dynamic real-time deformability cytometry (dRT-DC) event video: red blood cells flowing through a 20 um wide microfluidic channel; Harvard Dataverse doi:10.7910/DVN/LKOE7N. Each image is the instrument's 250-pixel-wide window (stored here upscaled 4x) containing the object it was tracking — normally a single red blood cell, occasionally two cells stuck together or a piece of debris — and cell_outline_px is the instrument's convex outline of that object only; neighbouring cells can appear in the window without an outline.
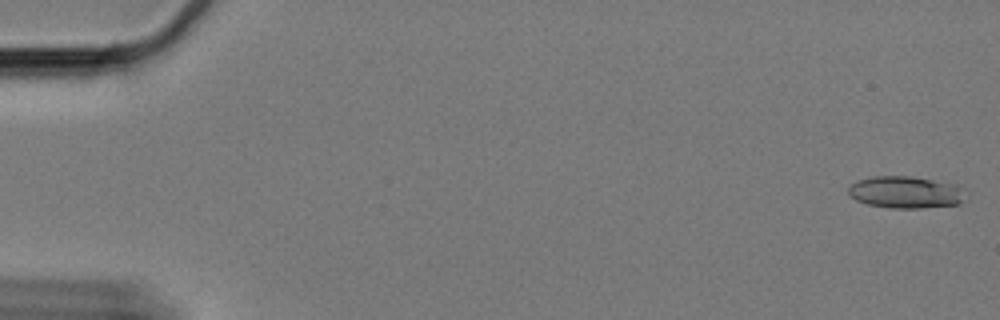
{"species": "Egyptian fruit bat (a non-hibernating species)", "species_latin": "Rousettus aegyptiacus", "temperature_condition": "cold", "stored_images_in_passage": 9, "camera_frame_rate_fps": 3000, "um_per_image_px": 0.085, "animal": {"sex": "female"}, "frame": {"image": 1, "passage_image": 1, "time_ms": 0.0, "image_size_px": [1000, 320], "cell_outline_px": [[968, 192], [960, 204], [920, 208], [888, 208], [868, 204], [856, 200], [848, 192], [848, 188], [856, 180], [872, 176], [912, 176], [960, 184], [968, 188]], "centroid_in_image_um": [77.08, 16.33], "position_along_channel_um": 7.9, "area_um2": 22.43}}